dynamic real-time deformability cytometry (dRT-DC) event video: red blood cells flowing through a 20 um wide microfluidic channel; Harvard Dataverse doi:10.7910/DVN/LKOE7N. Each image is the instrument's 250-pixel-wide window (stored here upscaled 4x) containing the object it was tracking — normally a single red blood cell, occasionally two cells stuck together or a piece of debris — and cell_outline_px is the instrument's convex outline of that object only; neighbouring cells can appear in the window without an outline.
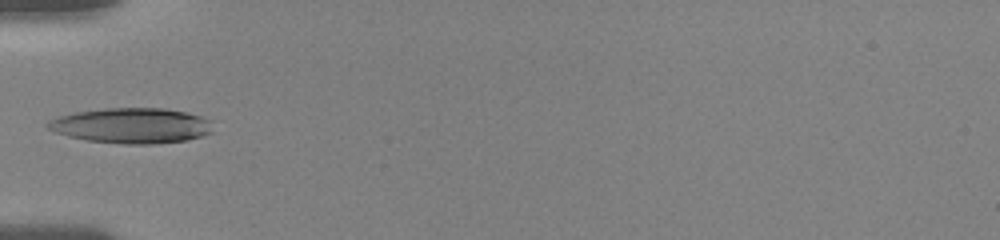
{"species": "human", "species_latin": "Homo sapiens", "temperature_condition": "room temperature", "stored_images_in_passage": 4, "camera_frame_rate_fps": 3000, "um_per_image_px": 0.085, "donor": {"sex": "female"}, "frame": {"image": 1, "passage_image": 1, "time_ms": 0.0, "image_size_px": [1000, 240], "cell_outline_px": [[212, 132], [188, 140], [152, 144], [124, 144], [88, 140], [68, 136], [56, 132], [48, 128], [44, 124], [48, 120], [60, 116], [76, 112], [104, 108], [164, 108], [188, 112], [212, 120]], "centroid_in_image_um": [11.2, 10.67], "position_along_channel_um": 73.8, "area_um2": 34.1}}